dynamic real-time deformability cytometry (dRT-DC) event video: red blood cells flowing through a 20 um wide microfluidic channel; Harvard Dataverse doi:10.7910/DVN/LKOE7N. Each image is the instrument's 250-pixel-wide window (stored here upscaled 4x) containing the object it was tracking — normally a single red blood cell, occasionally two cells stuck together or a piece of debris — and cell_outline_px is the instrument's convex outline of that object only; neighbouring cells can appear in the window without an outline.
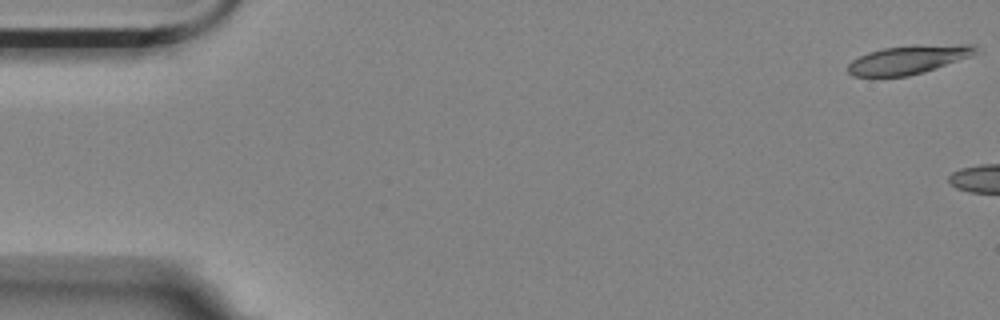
{"species": "Egyptian fruit bat (a non-hibernating species)", "species_latin": "Rousettus aegyptiacus", "temperature_condition": "room temperature", "stored_images_in_passage": 11, "camera_frame_rate_fps": 3000, "um_per_image_px": 0.085, "animal": {"sex": "female"}, "frame": {"image": 1, "passage_image": 1, "time_ms": 0.0, "image_size_px": [1000, 320], "cell_outline_px": [[980, 52], [972, 56], [924, 72], [908, 76], [852, 76], [848, 72], [848, 64], [852, 60], [868, 52], [884, 48], [916, 44], [976, 44], [980, 48]], "centroid_in_image_um": [77.3, 5.04], "position_along_channel_um": 7.7, "area_um2": 21.68}}
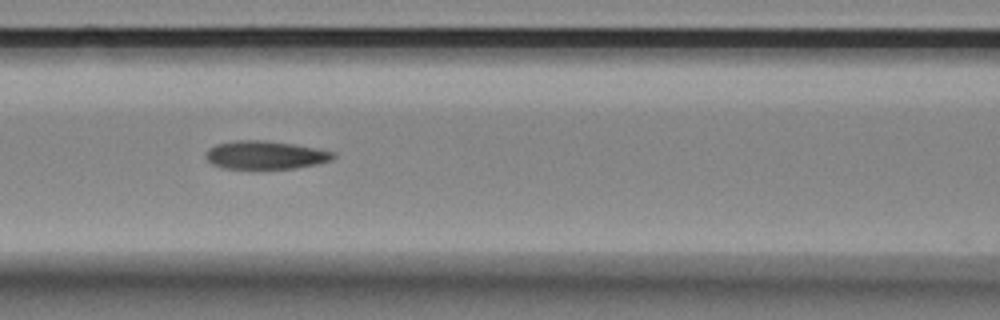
{"frame": {"image": 2, "passage_image": 8, "time_ms": 2.333, "image_size_px": [1000, 320], "cell_outline_px": [[336, 156], [332, 160], [316, 164], [296, 168], [224, 168], [212, 164], [204, 156], [204, 152], [208, 148], [216, 144], [236, 140], [264, 140], [292, 144], [316, 148], [336, 152]], "centroid_in_image_um": [22.54, 13.17], "position_along_channel_um": 144.1, "area_um2": 20.98}}
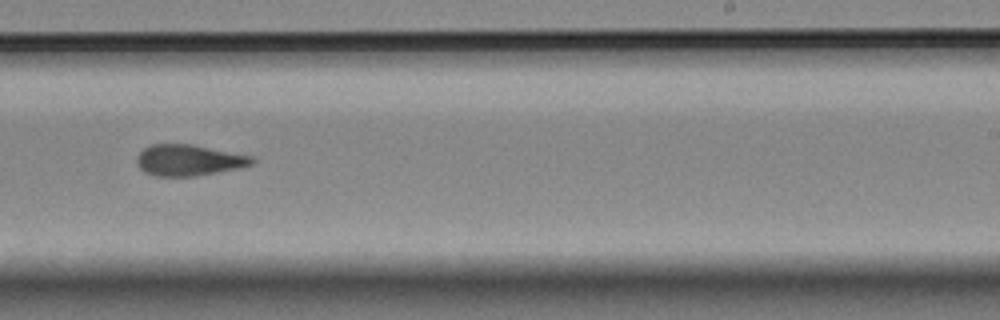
{"frame": {"image": 3, "passage_image": 11, "time_ms": 3.333, "image_size_px": [1000, 320], "cell_outline_px": [[256, 160], [252, 164], [236, 168], [192, 176], [156, 176], [144, 172], [136, 164], [136, 156], [144, 148], [152, 144], [192, 144], [252, 156]], "centroid_in_image_um": [15.99, 13.6], "position_along_channel_um": 273.0, "area_um2": 20.69}}